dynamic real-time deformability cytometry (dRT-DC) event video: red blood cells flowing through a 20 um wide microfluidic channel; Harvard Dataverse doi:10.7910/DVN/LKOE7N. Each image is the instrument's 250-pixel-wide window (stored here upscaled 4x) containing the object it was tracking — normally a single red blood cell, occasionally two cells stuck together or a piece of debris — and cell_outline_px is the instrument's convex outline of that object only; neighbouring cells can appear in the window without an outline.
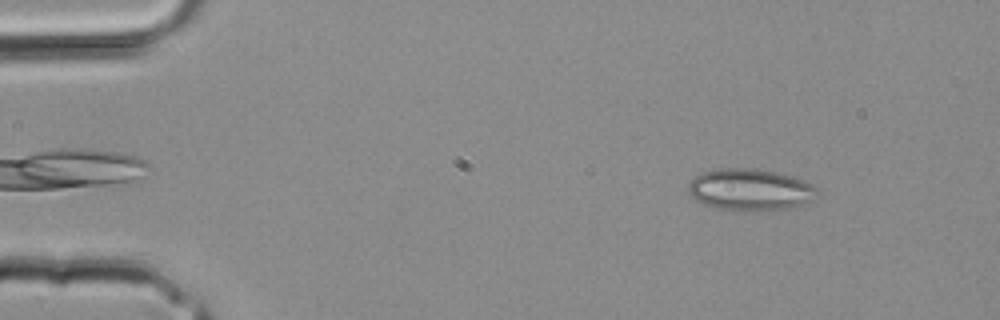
{"species": "common noctule bat (a hibernating species)", "species_latin": "Nyctalus noctula", "temperature_condition": "room temperature", "stored_images_in_passage": 35, "camera_frame_rate_fps": 3000, "um_per_image_px": 0.085, "animal": {"sex": "male", "body_mass_g": 20.4}, "frame": {"image": 1, "passage_image": 5, "time_ms": 1.333, "image_size_px": [1000, 320], "cell_outline_px": [[820, 192], [812, 200], [804, 204], [792, 208], [760, 212], [740, 212], [716, 208], [704, 204], [696, 200], [688, 192], [688, 184], [700, 172], [720, 168], [752, 168], [776, 172], [792, 176], [804, 180], [820, 188]], "centroid_in_image_um": [63.8, 16.15], "position_along_channel_um": 21.2, "area_um2": 32.19}}
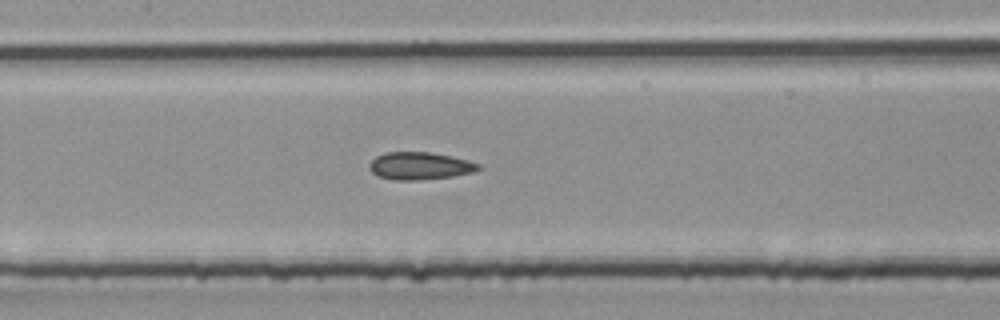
{"frame": {"image": 2, "passage_image": 17, "time_ms": 5.333, "image_size_px": [1000, 320], "cell_outline_px": [[484, 168], [472, 172], [452, 176], [420, 180], [392, 180], [380, 176], [372, 172], [368, 168], [368, 164], [376, 156], [384, 152], [428, 152], [468, 160], [480, 164]], "centroid_in_image_um": [35.67, 14.1], "position_along_channel_um": 171.7, "area_um2": 17.46}}
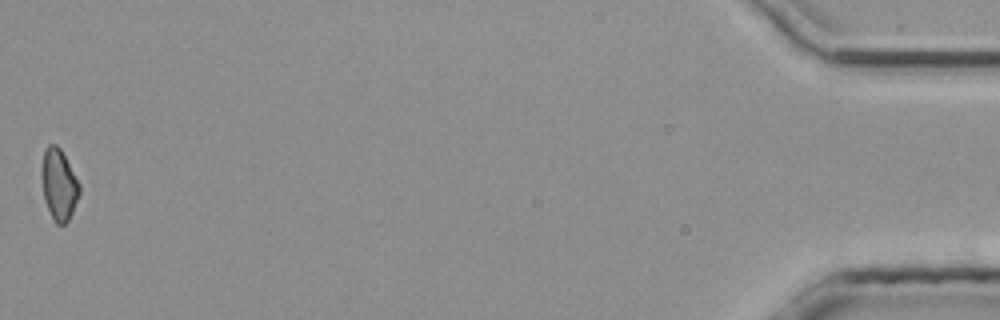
{"frame": {"image": 3, "passage_image": 35, "time_ms": 11.333, "image_size_px": [1000, 320], "cell_outline_px": [[80, 196], [68, 220], [64, 224], [56, 224], [52, 220], [44, 200], [40, 176], [40, 168], [44, 148], [48, 144], [56, 144], [60, 148], [80, 184]], "centroid_in_image_um": [4.97, 15.68], "position_along_channel_um": 430.2, "area_um2": 16.07}}